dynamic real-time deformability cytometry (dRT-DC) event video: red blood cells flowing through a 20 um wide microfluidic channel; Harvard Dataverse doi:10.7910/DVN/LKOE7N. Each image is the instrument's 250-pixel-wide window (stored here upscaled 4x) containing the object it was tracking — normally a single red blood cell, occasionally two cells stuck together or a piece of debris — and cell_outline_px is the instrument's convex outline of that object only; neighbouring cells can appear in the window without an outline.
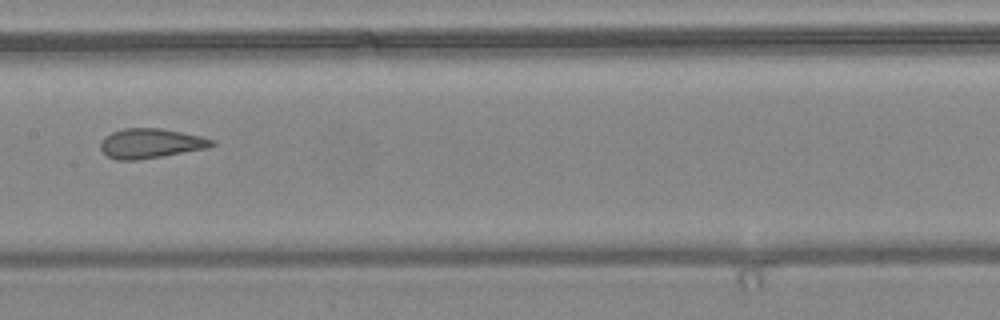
{"species": "common noctule bat (a hibernating species)", "species_latin": "Nyctalus noctula", "temperature_condition": "warm", "stored_images_in_passage": 14, "camera_frame_rate_fps": 3000, "um_per_image_px": 0.085, "animal": {"sex": "female", "body_mass_g": 24.6, "forearm_length_mm": 56.2}, "frame": {"image": 1, "passage_image": 7, "time_ms": 2.0, "image_size_px": [1000, 320], "cell_outline_px": [[216, 144], [208, 148], [136, 160], [116, 160], [108, 156], [100, 148], [100, 144], [104, 136], [112, 132], [124, 128], [160, 128], [200, 136], [216, 140]], "centroid_in_image_um": [12.8, 12.18], "position_along_channel_um": 194.6, "area_um2": 19.13}}
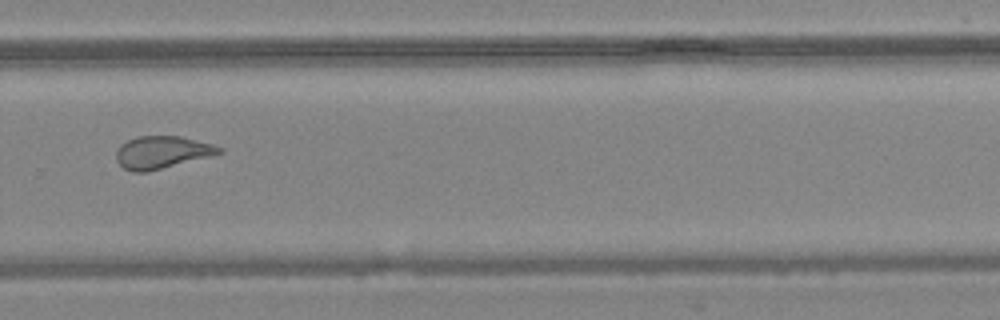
{"frame": {"image": 2, "passage_image": 10, "time_ms": 3.0, "image_size_px": [1000, 320], "cell_outline_px": [[224, 152], [148, 172], [132, 172], [124, 168], [116, 160], [116, 152], [120, 144], [136, 136], [180, 136], [212, 144], [224, 148]], "centroid_in_image_um": [13.74, 12.94], "position_along_channel_um": 316.1, "area_um2": 19.42}}
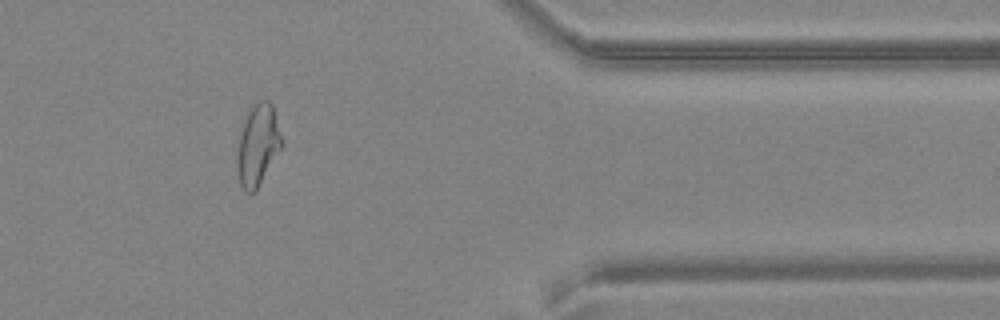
{"frame": {"image": 3, "passage_image": 12, "time_ms": 3.667, "image_size_px": [1000, 320], "cell_outline_px": [[284, 144], [256, 188], [252, 192], [244, 192], [240, 184], [236, 168], [236, 164], [240, 136], [248, 112], [260, 100], [268, 100], [272, 104]], "centroid_in_image_um": [21.92, 12.34], "position_along_channel_um": 389.5, "area_um2": 20.52}}